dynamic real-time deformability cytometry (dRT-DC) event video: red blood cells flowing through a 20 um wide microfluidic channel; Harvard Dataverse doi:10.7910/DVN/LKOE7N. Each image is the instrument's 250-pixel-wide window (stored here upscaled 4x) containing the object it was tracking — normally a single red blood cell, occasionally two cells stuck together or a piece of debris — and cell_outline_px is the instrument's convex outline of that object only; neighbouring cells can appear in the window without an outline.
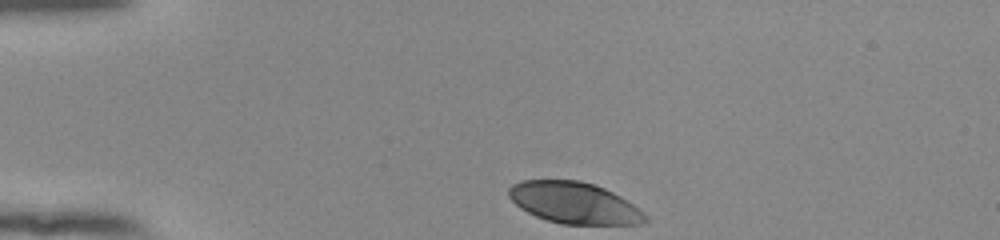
{"species": "human", "species_latin": "Homo sapiens", "temperature_condition": "room temperature", "stored_images_in_passage": 35, "camera_frame_rate_fps": 3000, "um_per_image_px": 0.085, "donor": {"sex": "female"}, "frame": {"image": 1, "passage_image": 1, "time_ms": 0.0, "image_size_px": [1000, 240], "cell_outline_px": [[648, 220], [640, 224], [560, 224], [536, 216], [520, 208], [508, 196], [508, 188], [512, 184], [520, 180], [580, 180], [596, 184], [620, 196], [640, 208], [648, 216]], "centroid_in_image_um": [48.82, 17.24], "position_along_channel_um": 36.2, "area_um2": 33.12}}
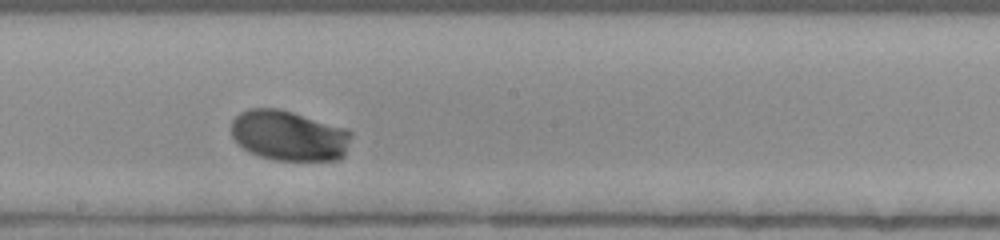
{"frame": {"image": 2, "passage_image": 20, "time_ms": 6.333, "image_size_px": [1000, 240], "cell_outline_px": [[352, 136], [344, 156], [340, 160], [276, 160], [260, 156], [244, 148], [232, 136], [232, 120], [240, 112], [248, 108], [280, 108], [348, 128], [352, 132]], "centroid_in_image_um": [24.61, 11.51], "position_along_channel_um": 223.6, "area_um2": 35.37}}
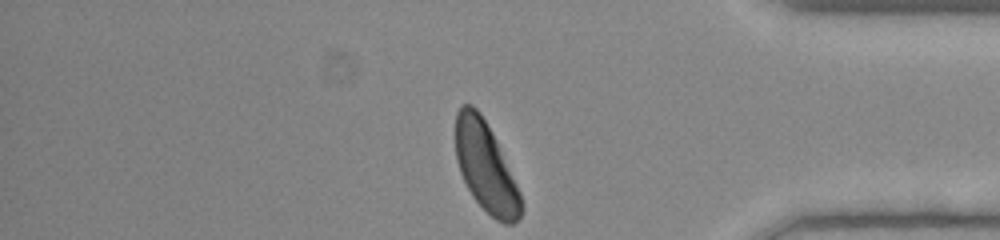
{"frame": {"image": 3, "passage_image": 35, "time_ms": 11.333, "image_size_px": [1000, 240], "cell_outline_px": [[524, 208], [520, 216], [512, 224], [504, 224], [496, 220], [472, 196], [460, 172], [456, 160], [456, 112], [460, 104], [472, 104], [480, 112], [496, 140], [520, 192], [524, 204]], "centroid_in_image_um": [41.29, 14.19], "position_along_channel_um": 393.9, "area_um2": 33.99}, "authors_computed_cell_mechanics": {"area_um2": 34.68, "velocity_mm_per_s": 3.7987, "shape_relaxation_time_tau1_ms": 1.7731, "shape_relaxation_time_tau2_ms": null, "deformation_change_tau1": 0.1289, "deformation_change_tau2": null}}